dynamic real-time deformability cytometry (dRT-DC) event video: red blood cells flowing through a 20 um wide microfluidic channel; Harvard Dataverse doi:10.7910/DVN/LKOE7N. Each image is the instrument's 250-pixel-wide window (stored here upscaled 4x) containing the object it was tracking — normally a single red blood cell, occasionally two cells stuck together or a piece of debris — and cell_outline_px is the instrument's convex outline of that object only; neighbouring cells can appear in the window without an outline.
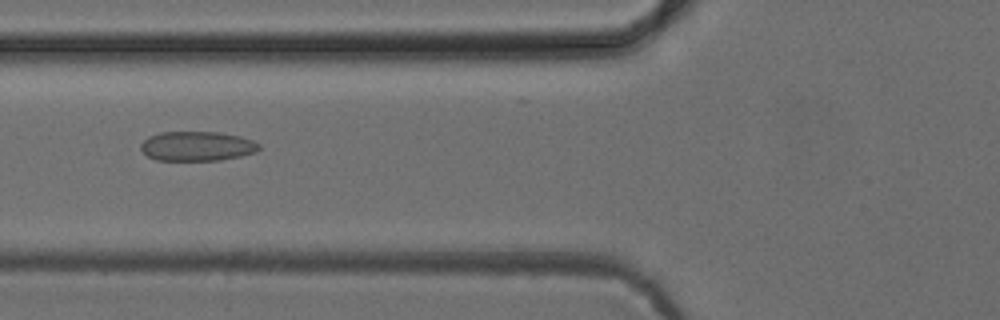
{"species": "common noctule bat (a hibernating species)", "species_latin": "Nyctalus noctula", "temperature_condition": "cold", "stored_images_in_passage": 6, "camera_frame_rate_fps": 3000, "um_per_image_px": 0.085, "animal": {"sex": "female", "body_mass_g": 24.6, "forearm_length_mm": 56.2}, "frame": {"image": 1, "passage_image": 5, "time_ms": 5.0, "image_size_px": [1000, 320], "cell_outline_px": [[260, 148], [256, 152], [240, 156], [220, 160], [156, 160], [148, 156], [140, 148], [140, 144], [148, 136], [160, 132], [220, 132], [240, 136], [252, 140], [260, 144]], "centroid_in_image_um": [16.75, 12.42], "position_along_channel_um": 109.1, "area_um2": 20.4}}
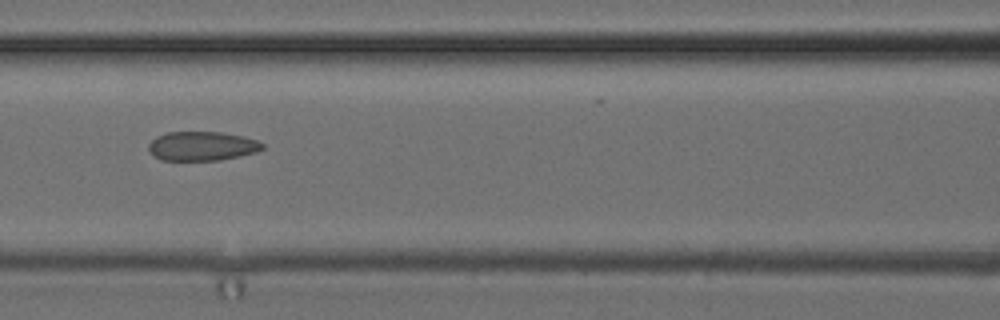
{"frame": {"image": 2, "passage_image": 6, "time_ms": 6.0, "image_size_px": [1000, 320], "cell_outline_px": [[264, 148], [256, 152], [240, 156], [220, 160], [160, 160], [148, 148], [148, 144], [156, 136], [168, 132], [220, 132], [244, 136], [256, 140], [264, 144]], "centroid_in_image_um": [17.19, 12.41], "position_along_channel_um": 149.4, "area_um2": 19.31}}